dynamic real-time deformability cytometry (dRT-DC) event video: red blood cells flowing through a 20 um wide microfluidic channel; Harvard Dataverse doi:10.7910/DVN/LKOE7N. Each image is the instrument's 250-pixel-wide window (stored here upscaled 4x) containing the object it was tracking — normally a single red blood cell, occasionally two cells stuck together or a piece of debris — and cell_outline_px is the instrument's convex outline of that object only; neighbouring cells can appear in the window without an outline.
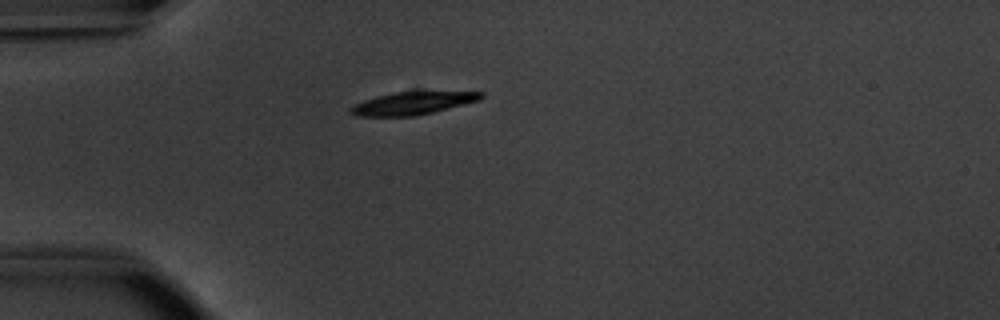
{"species": "common noctule bat (a hibernating species)", "species_latin": "Nyctalus noctula", "temperature_condition": "warm", "stored_images_in_passage": 39, "camera_frame_rate_fps": 3000, "um_per_image_px": 0.085, "animal": {"sex": "male", "body_mass_g": 20.1, "forearm_length_mm": 53.5}, "frame": {"image": 1, "passage_image": 1, "time_ms": 0.0, "image_size_px": [1000, 320], "cell_outline_px": [[484, 96], [480, 100], [416, 116], [356, 116], [348, 112], [348, 108], [364, 100], [376, 96], [392, 92], [416, 88], [420, 88], [484, 92]], "centroid_in_image_um": [35.14, 8.7], "position_along_channel_um": 49.9, "area_um2": 18.5}}
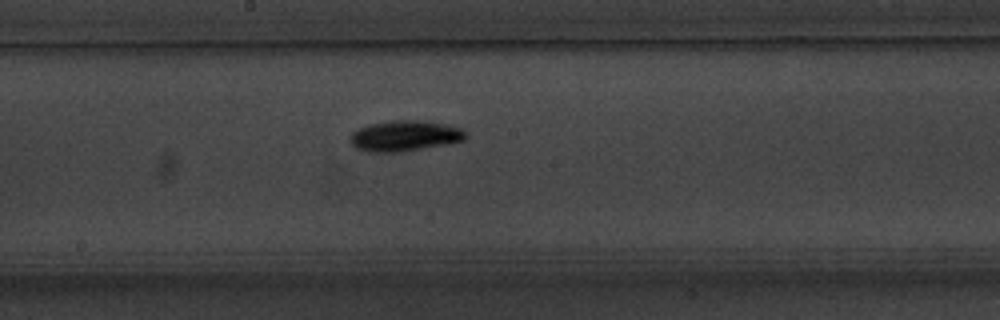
{"frame": {"image": 2, "passage_image": 15, "time_ms": 4.667, "image_size_px": [1000, 320], "cell_outline_px": [[468, 136], [464, 140], [452, 144], [400, 152], [368, 152], [356, 148], [348, 140], [348, 136], [352, 132], [368, 124], [388, 120], [420, 120], [448, 124], [460, 128]], "centroid_in_image_um": [34.4, 11.55], "position_along_channel_um": 213.8, "area_um2": 21.1}}
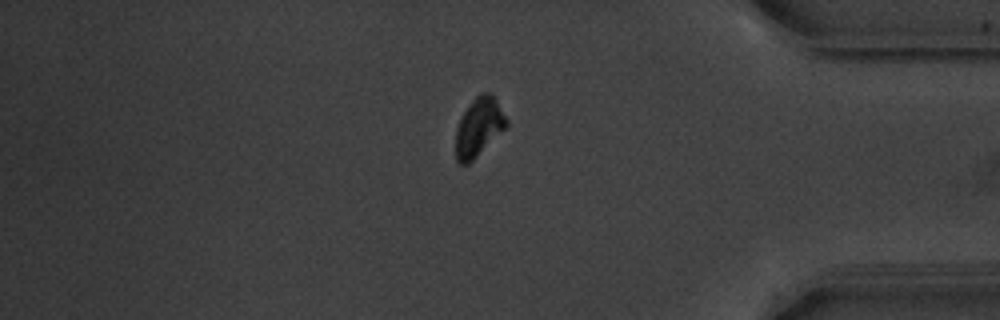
{"frame": {"image": 3, "passage_image": 31, "time_ms": 10.0, "image_size_px": [1000, 320], "cell_outline_px": [[508, 124], [468, 164], [460, 164], [456, 160], [456, 128], [468, 104], [480, 92], [492, 92], [508, 120]], "centroid_in_image_um": [40.69, 10.75], "position_along_channel_um": 394.5, "area_um2": 16.99}, "authors_computed_cell_mechanics": {"area_um2": 18.4382, "velocity_mm_per_s": 3.8252, "shape_relaxation_time_tau1_ms": 3.129, "shape_relaxation_time_tau2_ms": null, "deformation_change_tau1": 0.1207, "deformation_change_tau2": null}}